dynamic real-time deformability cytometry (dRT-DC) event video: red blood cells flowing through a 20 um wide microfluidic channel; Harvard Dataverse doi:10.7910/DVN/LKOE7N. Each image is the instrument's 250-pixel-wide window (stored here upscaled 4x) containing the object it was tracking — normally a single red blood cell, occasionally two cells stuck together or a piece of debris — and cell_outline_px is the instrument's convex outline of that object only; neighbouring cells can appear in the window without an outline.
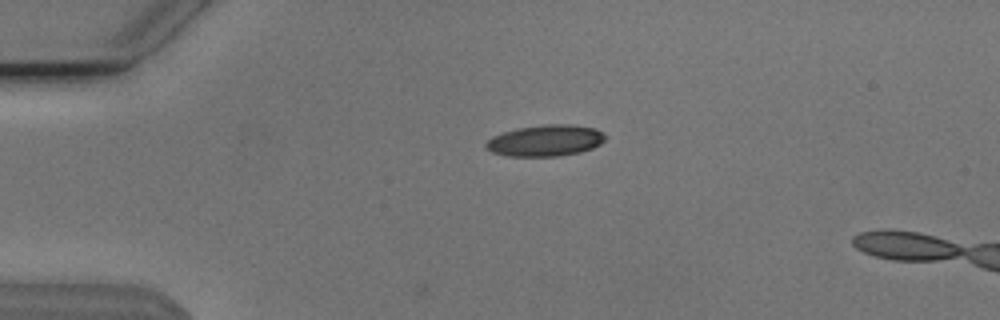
{"species": "Egyptian fruit bat (a non-hibernating species)", "species_latin": "Rousettus aegyptiacus", "temperature_condition": "cold", "stored_images_in_passage": 10, "camera_frame_rate_fps": 3000, "um_per_image_px": 0.085, "animal": {"sex": "male"}, "frame": {"image": 1, "passage_image": 5, "time_ms": 1.333, "image_size_px": [1000, 320], "cell_outline_px": [[608, 136], [600, 144], [592, 148], [580, 152], [560, 156], [508, 156], [492, 152], [484, 144], [492, 136], [516, 128], [548, 124], [572, 124], [596, 128]], "centroid_in_image_um": [46.4, 11.94], "position_along_channel_um": 38.6, "area_um2": 21.85}}